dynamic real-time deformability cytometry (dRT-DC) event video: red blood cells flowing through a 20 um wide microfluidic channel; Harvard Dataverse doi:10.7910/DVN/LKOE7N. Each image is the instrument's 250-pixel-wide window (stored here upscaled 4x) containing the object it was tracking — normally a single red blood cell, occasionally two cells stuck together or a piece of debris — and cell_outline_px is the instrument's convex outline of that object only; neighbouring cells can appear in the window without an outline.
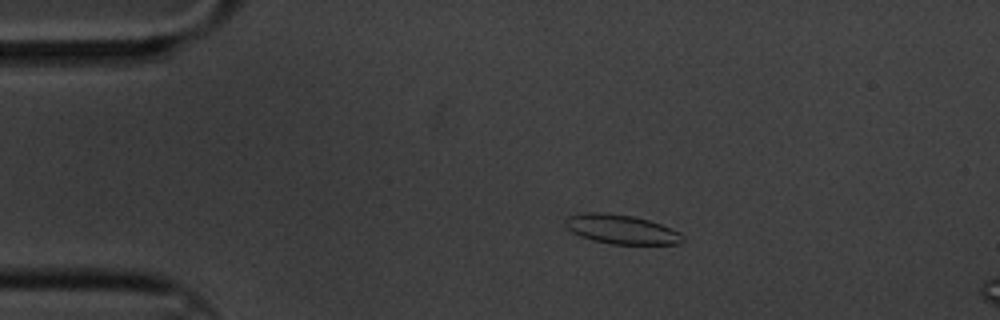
{"species": "common noctule bat (a hibernating species)", "species_latin": "Nyctalus noctula", "temperature_condition": "cold", "stored_images_in_passage": 4, "camera_frame_rate_fps": 3000, "um_per_image_px": 0.085, "animal": {"sex": "male", "body_mass_g": 20.1, "forearm_length_mm": 53.5}, "frame": {"image": 1, "passage_image": 2, "time_ms": 0.333, "image_size_px": [1000, 320], "cell_outline_px": [[684, 240], [680, 244], [612, 244], [592, 240], [580, 236], [572, 232], [564, 224], [564, 220], [568, 216], [584, 212], [604, 212], [632, 216], [648, 220], [672, 228], [680, 232], [684, 236]], "centroid_in_image_um": [52.81, 19.49], "position_along_channel_um": 32.2, "area_um2": 20.11}}